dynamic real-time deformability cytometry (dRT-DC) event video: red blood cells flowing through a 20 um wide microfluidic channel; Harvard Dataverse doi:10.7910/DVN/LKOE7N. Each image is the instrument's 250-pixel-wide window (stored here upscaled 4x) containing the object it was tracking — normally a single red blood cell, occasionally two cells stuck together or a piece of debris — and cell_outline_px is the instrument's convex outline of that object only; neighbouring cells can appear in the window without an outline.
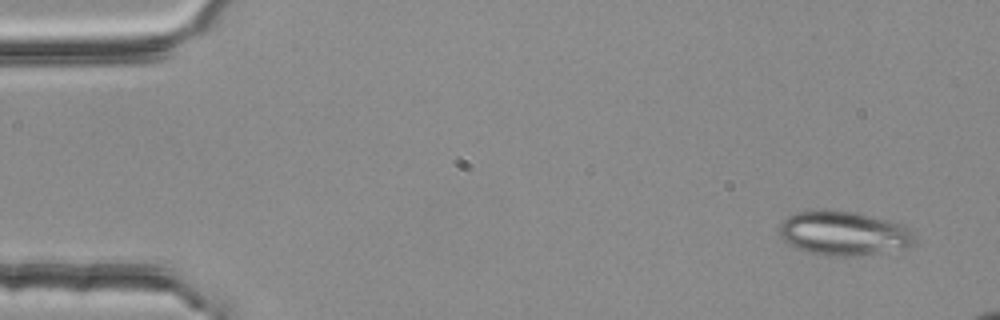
{"species": "common noctule bat (a hibernating species)", "species_latin": "Nyctalus noctula", "temperature_condition": "room temperature", "stored_images_in_passage": 4, "camera_frame_rate_fps": 3000, "um_per_image_px": 0.085, "animal": {"sex": "female", "body_mass_g": 25.1}, "frame": {"image": 1, "passage_image": 4, "time_ms": 1.0, "image_size_px": [1000, 320], "cell_outline_px": [[916, 244], [908, 248], [856, 256], [824, 256], [796, 248], [784, 240], [780, 236], [780, 220], [796, 212], [824, 208], [828, 208], [852, 212], [888, 220], [904, 224], [912, 232], [916, 240]], "centroid_in_image_um": [71.72, 19.82], "position_along_channel_um": 13.3, "area_um2": 35.37}}